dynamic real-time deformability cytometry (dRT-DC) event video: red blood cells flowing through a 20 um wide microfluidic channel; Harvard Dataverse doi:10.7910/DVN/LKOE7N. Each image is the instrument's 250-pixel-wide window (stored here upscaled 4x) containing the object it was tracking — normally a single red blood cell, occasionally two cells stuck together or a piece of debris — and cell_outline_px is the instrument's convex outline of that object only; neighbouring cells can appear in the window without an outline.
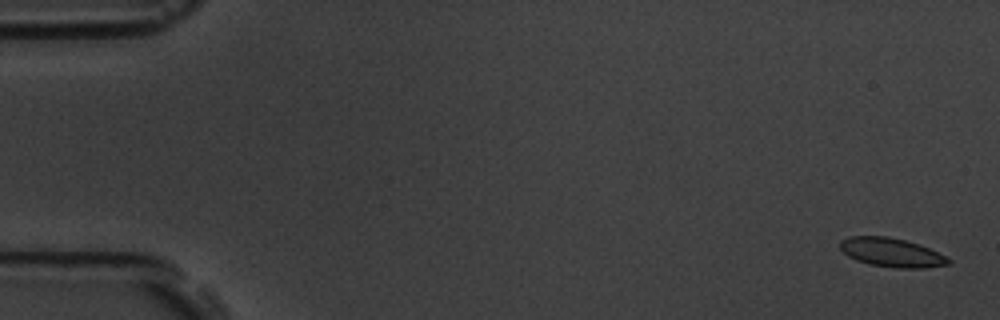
{"species": "common noctule bat (a hibernating species)", "species_latin": "Nyctalus noctula", "temperature_condition": "room temperature", "stored_images_in_passage": 5, "camera_frame_rate_fps": 3000, "um_per_image_px": 0.085, "animal": {"sex": "male", "body_mass_g": 19.5, "forearm_length_mm": 54.6}, "frame": {"image": 1, "passage_image": 1, "time_ms": 0.0, "image_size_px": [1000, 320], "cell_outline_px": [[952, 264], [924, 268], [900, 268], [868, 264], [856, 260], [848, 256], [840, 248], [840, 240], [848, 236], [888, 236], [920, 244], [952, 260]], "centroid_in_image_um": [75.77, 21.46], "position_along_channel_um": 9.2, "area_um2": 18.26}}
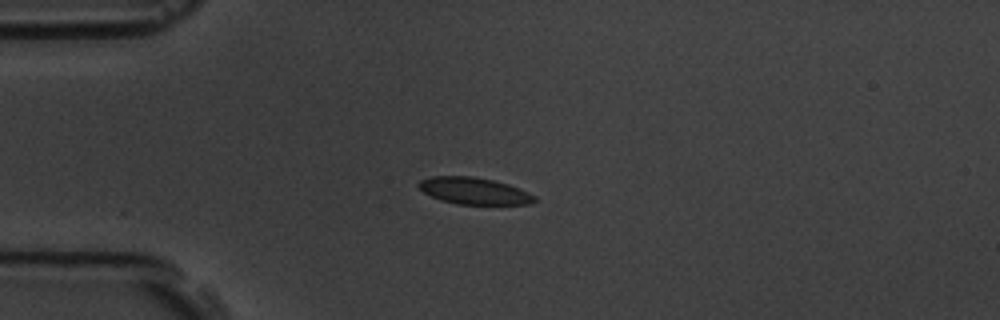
{"frame": {"image": 2, "passage_image": 4, "time_ms": 4.333, "image_size_px": [1000, 320], "cell_outline_px": [[536, 200], [528, 204], [456, 204], [440, 200], [424, 192], [416, 184], [420, 180], [432, 176], [472, 176], [492, 180], [508, 184], [520, 188], [536, 196]], "centroid_in_image_um": [40.29, 16.22], "position_along_channel_um": 44.7, "area_um2": 18.03}}